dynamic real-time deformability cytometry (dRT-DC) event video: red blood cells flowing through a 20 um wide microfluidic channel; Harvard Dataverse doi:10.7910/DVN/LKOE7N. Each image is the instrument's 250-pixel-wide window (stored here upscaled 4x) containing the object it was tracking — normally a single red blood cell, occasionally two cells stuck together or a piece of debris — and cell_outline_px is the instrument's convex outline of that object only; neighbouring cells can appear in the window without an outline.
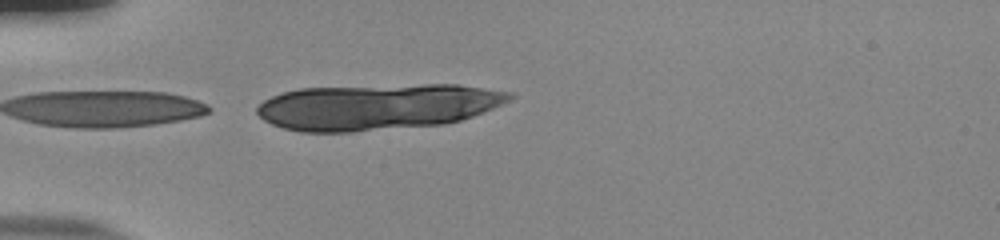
{"species": "human", "species_latin": "Homo sapiens", "temperature_condition": "room temperature", "stored_images_in_passage": 16, "camera_frame_rate_fps": 3000, "um_per_image_px": 0.085, "donor": {"sex": "male"}, "frame": {"image": 1, "passage_image": 16, "time_ms": 5.0, "image_size_px": [1000, 240], "cell_outline_px": [[516, 96], [492, 108], [472, 116], [460, 120], [444, 124], [352, 132], [300, 132], [284, 128], [272, 124], [264, 120], [256, 112], [256, 108], [264, 100], [272, 96], [284, 92], [300, 88], [424, 84], [460, 84], [512, 92]], "centroid_in_image_um": [32.06, 9.07], "position_along_channel_um": 52.9, "area_um2": 67.68}}